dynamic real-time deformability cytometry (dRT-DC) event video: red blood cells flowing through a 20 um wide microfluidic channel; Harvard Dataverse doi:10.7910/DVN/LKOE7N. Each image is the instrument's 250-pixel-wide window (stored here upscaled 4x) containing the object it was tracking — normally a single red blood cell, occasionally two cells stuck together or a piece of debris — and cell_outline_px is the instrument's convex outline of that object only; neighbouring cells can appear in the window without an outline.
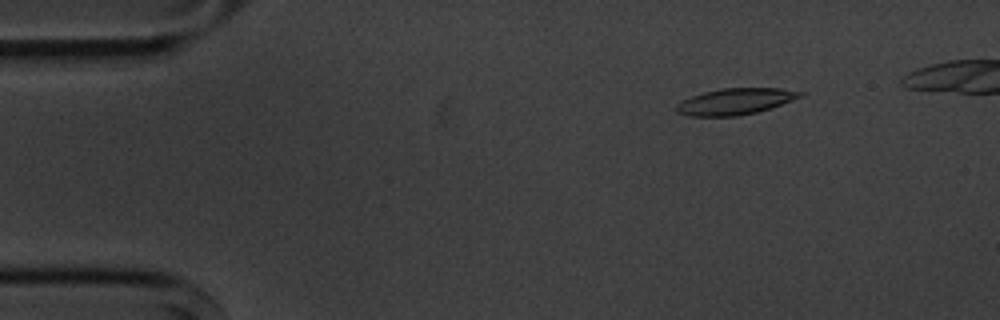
{"species": "common noctule bat (a hibernating species)", "species_latin": "Nyctalus noctula", "temperature_condition": "cold", "stored_images_in_passage": 4, "camera_frame_rate_fps": 3000, "um_per_image_px": 0.085, "animal": {"sex": "male", "body_mass_g": 20.1, "forearm_length_mm": 53.5}, "frame": {"image": 1, "passage_image": 1, "time_ms": 0.0, "image_size_px": [1000, 320], "cell_outline_px": [[804, 96], [756, 112], [736, 116], [688, 116], [676, 112], [676, 104], [692, 96], [704, 92], [720, 88], [780, 88], [804, 92]], "centroid_in_image_um": [62.48, 8.62], "position_along_channel_um": 22.5, "area_um2": 18.79}}